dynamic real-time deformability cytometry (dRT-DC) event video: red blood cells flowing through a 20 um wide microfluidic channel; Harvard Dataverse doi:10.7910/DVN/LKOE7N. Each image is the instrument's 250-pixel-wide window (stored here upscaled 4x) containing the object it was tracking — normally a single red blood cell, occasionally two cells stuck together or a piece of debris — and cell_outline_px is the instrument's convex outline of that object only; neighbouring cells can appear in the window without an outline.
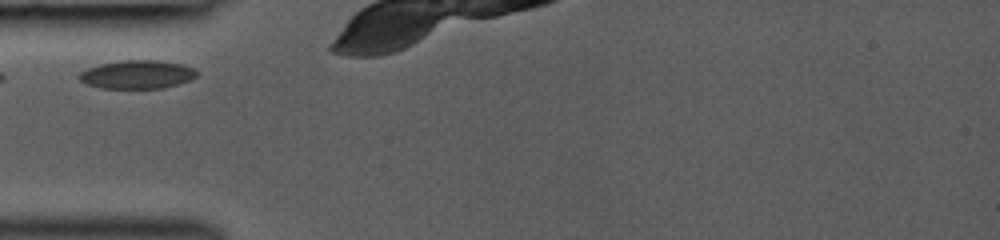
{"species": "common noctule bat (a hibernating species)", "species_latin": "Nyctalus noctula", "temperature_condition": "room temperature", "stored_images_in_passage": 20, "camera_frame_rate_fps": 3000, "um_per_image_px": 0.085, "animal": {"sex": "female", "body_mass_g": 19.0, "forearm_length_mm": 53.3}, "frame": {"image": 1, "passage_image": 1, "time_ms": 0.0, "image_size_px": [1000, 240], "cell_outline_px": [[200, 72], [196, 76], [188, 80], [164, 88], [100, 88], [88, 84], [80, 80], [76, 76], [80, 72], [88, 68], [100, 64], [124, 60], [156, 60], [184, 64], [196, 68]], "centroid_in_image_um": [11.68, 6.32], "position_along_channel_um": 73.3, "area_um2": 19.54}}